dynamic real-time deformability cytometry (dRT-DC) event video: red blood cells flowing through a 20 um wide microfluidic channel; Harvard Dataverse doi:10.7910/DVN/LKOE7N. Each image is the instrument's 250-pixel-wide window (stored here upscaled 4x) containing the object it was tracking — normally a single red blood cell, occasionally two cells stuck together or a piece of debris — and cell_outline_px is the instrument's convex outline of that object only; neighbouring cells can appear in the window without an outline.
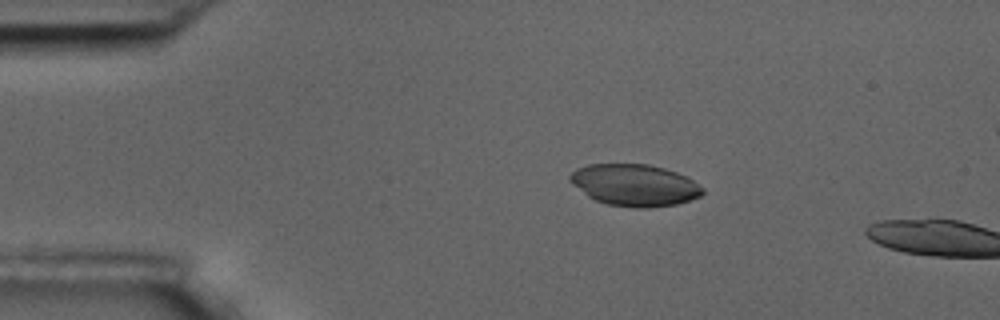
{"species": "common noctule bat (a hibernating species)", "species_latin": "Nyctalus noctula", "temperature_condition": "room temperature", "stored_images_in_passage": 3, "camera_frame_rate_fps": 3000, "um_per_image_px": 0.085, "animal": {"sex": "male", "body_mass_g": 17.5, "forearm_length_mm": 52.3}, "frame": {"image": 1, "passage_image": 1, "time_ms": 0.0, "image_size_px": [1000, 320], "cell_outline_px": [[704, 192], [700, 196], [692, 200], [676, 204], [648, 208], [636, 208], [608, 204], [596, 200], [588, 196], [572, 184], [568, 180], [568, 176], [576, 168], [588, 164], [648, 164], [664, 168], [688, 176], [704, 188]], "centroid_in_image_um": [53.96, 15.73], "position_along_channel_um": 31.0, "area_um2": 32.48}}